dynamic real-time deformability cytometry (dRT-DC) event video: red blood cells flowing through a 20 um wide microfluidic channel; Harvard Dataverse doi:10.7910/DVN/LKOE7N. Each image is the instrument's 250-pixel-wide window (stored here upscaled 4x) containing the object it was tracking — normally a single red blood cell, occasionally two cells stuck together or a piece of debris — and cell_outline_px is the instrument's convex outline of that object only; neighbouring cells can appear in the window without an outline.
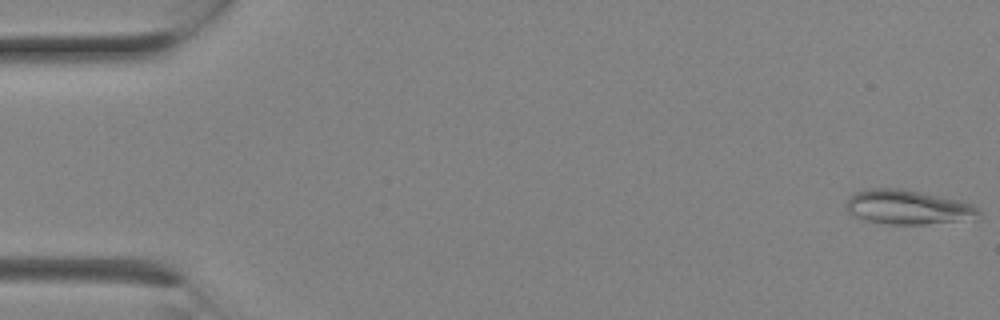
{"species": "Egyptian fruit bat (a non-hibernating species)", "species_latin": "Rousettus aegyptiacus", "temperature_condition": "room temperature", "stored_images_in_passage": 3, "camera_frame_rate_fps": 3000, "um_per_image_px": 0.085, "animal": {"sex": "female"}, "frame": {"image": 1, "passage_image": 3, "time_ms": 0.667, "image_size_px": [1000, 320], "cell_outline_px": [[980, 216], [956, 220], [924, 224], [888, 224], [868, 220], [856, 216], [848, 212], [848, 200], [856, 192], [864, 188], [900, 188], [960, 200], [972, 204], [980, 212]], "centroid_in_image_um": [77.15, 17.59], "position_along_channel_um": 7.9, "area_um2": 25.89}}